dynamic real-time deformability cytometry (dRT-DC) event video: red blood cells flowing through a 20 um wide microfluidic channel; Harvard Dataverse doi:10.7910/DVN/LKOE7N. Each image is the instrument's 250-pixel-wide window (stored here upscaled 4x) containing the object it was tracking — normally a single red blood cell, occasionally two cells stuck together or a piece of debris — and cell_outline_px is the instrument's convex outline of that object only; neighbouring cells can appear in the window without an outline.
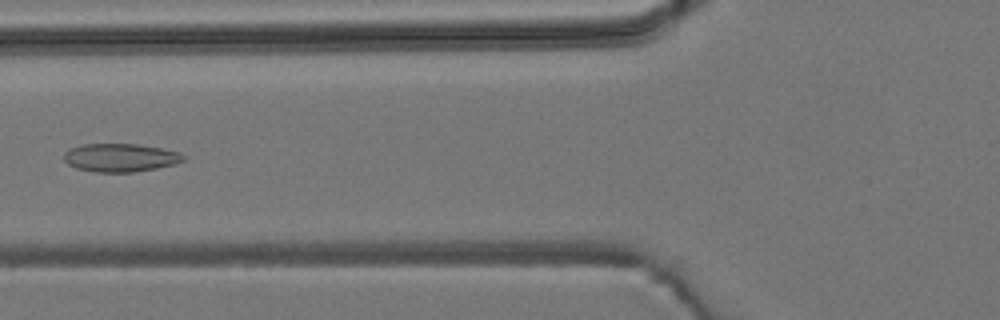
{"species": "common noctule bat (a hibernating species)", "species_latin": "Nyctalus noctula", "temperature_condition": "room temperature", "stored_images_in_passage": 8, "camera_frame_rate_fps": 3000, "um_per_image_px": 0.085, "animal": {"sex": "male", "body_mass_g": 19.2, "forearm_length_mm": 51.8}, "frame": {"image": 1, "passage_image": 6, "time_ms": 6.0, "image_size_px": [1000, 320], "cell_outline_px": [[188, 156], [184, 160], [172, 164], [156, 168], [132, 172], [92, 172], [76, 168], [68, 164], [64, 160], [64, 152], [72, 148], [84, 144], [136, 144], [160, 148], [180, 152]], "centroid_in_image_um": [10.23, 13.4], "position_along_channel_um": 115.6, "area_um2": 19.59}}
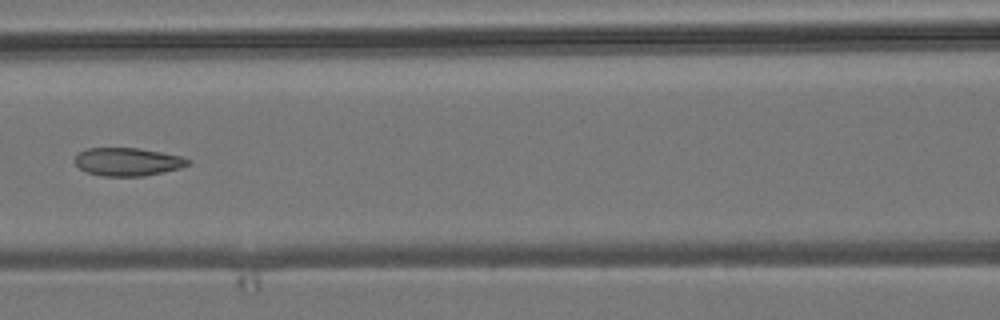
{"frame": {"image": 2, "passage_image": 7, "time_ms": 7.0, "image_size_px": [1000, 320], "cell_outline_px": [[192, 164], [180, 168], [164, 172], [144, 176], [104, 176], [88, 172], [80, 168], [72, 160], [80, 152], [88, 148], [136, 148], [160, 152], [180, 156], [192, 160]], "centroid_in_image_um": [10.88, 13.75], "position_along_channel_um": 155.7, "area_um2": 18.5}}
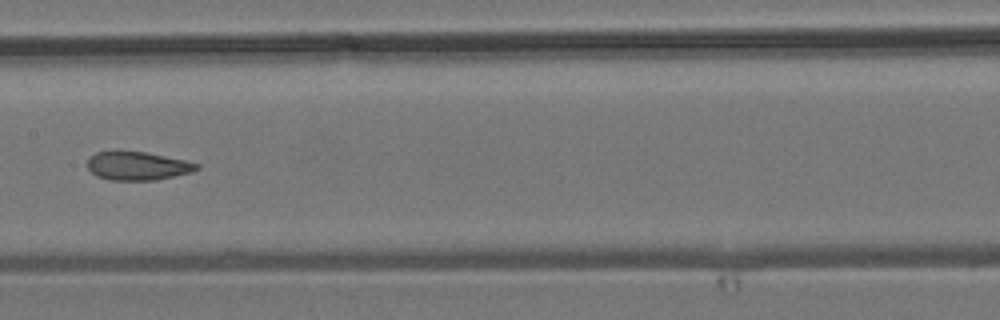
{"frame": {"image": 3, "passage_image": 8, "time_ms": 8.0, "image_size_px": [1000, 320], "cell_outline_px": [[200, 168], [192, 172], [156, 180], [108, 180], [96, 176], [88, 168], [88, 156], [96, 152], [144, 152], [184, 160], [200, 164]], "centroid_in_image_um": [11.69, 14.12], "position_along_channel_um": 195.7, "area_um2": 17.98}}